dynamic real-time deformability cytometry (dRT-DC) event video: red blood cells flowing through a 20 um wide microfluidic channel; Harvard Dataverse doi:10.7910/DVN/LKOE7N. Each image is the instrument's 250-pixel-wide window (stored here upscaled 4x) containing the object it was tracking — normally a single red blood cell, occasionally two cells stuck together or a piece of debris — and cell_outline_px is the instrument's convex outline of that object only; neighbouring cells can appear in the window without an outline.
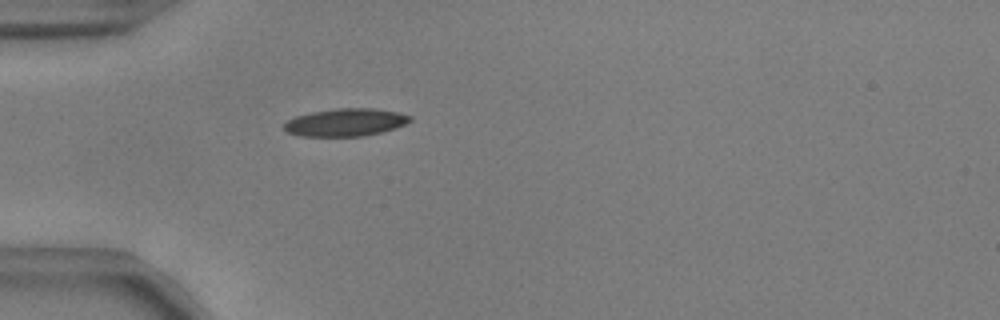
{"species": "common noctule bat (a hibernating species)", "species_latin": "Nyctalus noctula", "temperature_condition": "warm", "stored_images_in_passage": 32, "camera_frame_rate_fps": 3000, "um_per_image_px": 0.085, "animal": {"sex": "male", "body_mass_g": 17.9, "forearm_length_mm": 54.2}, "frame": {"image": 1, "passage_image": 2, "time_ms": 0.333, "image_size_px": [1000, 320], "cell_outline_px": [[412, 120], [396, 128], [364, 136], [300, 136], [288, 132], [284, 128], [284, 124], [288, 120], [296, 116], [312, 112], [336, 108], [372, 108], [396, 112], [412, 116]], "centroid_in_image_um": [29.38, 10.4], "position_along_channel_um": 55.6, "area_um2": 20.17}}
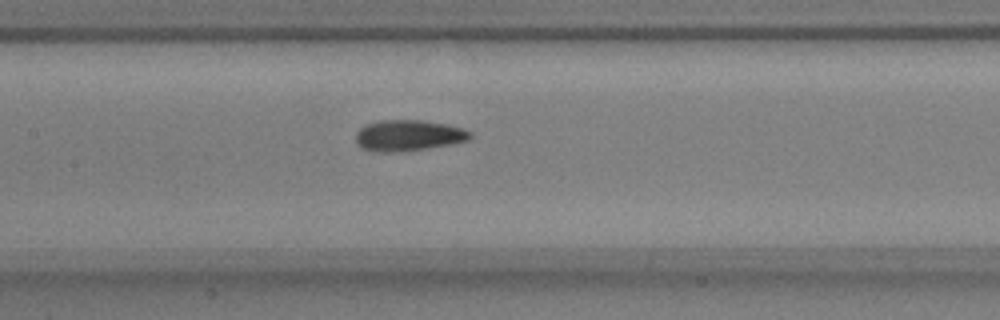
{"frame": {"image": 2, "passage_image": 12, "time_ms": 3.667, "image_size_px": [1000, 320], "cell_outline_px": [[472, 136], [468, 140], [452, 144], [424, 148], [392, 152], [380, 152], [360, 148], [356, 144], [356, 132], [364, 124], [380, 120], [424, 120], [448, 124], [464, 128], [472, 132]], "centroid_in_image_um": [34.71, 11.49], "position_along_channel_um": 172.7, "area_um2": 20.81}}
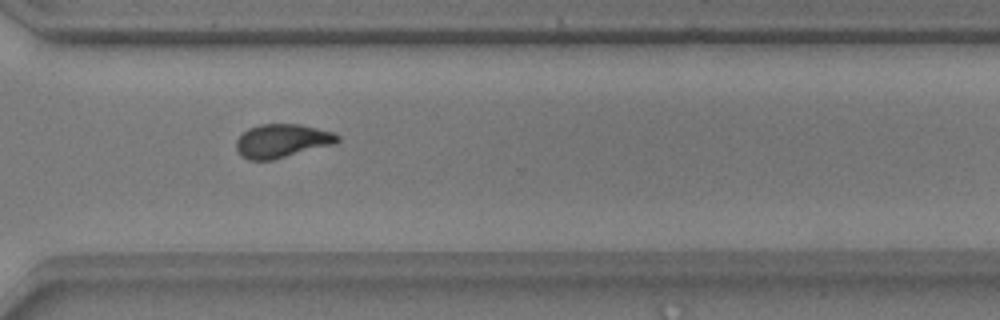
{"frame": {"image": 3, "passage_image": 26, "time_ms": 8.333, "image_size_px": [1000, 320], "cell_outline_px": [[340, 140], [336, 144], [272, 160], [248, 160], [240, 156], [236, 148], [236, 140], [248, 128], [260, 124], [300, 124], [332, 132], [340, 136]], "centroid_in_image_um": [23.97, 11.98], "position_along_channel_um": 346.6, "area_um2": 19.94}, "authors_computed_cell_mechanics": {"area_um2": 20.1722, "velocity_mm_per_s": 3.7327, "shape_relaxation_time_tau1_ms": 4.3624, "shape_relaxation_time_tau2_ms": 2.4125, "deformation_change_tau1": 0.1402, "deformation_change_tau2": 0.0832}}